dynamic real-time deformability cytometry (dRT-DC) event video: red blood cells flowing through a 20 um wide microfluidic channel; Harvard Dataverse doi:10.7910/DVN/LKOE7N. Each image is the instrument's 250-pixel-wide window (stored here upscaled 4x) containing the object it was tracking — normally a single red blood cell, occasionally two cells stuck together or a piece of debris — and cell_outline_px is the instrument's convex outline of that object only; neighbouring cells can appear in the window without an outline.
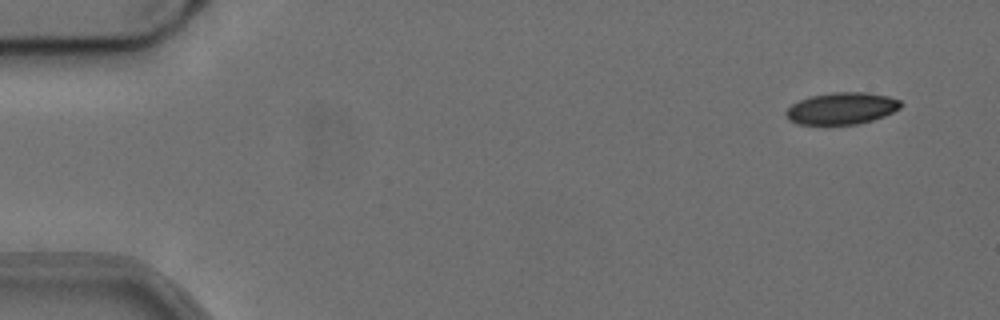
{"species": "common noctule bat (a hibernating species)", "species_latin": "Nyctalus noctula", "temperature_condition": "cold", "stored_images_in_passage": 52, "camera_frame_rate_fps": 3000, "um_per_image_px": 0.085, "animal": {"sex": "female", "body_mass_g": 24.6, "forearm_length_mm": 56.2}, "frame": {"image": 1, "passage_image": 1, "time_ms": 0.0, "image_size_px": [1000, 320], "cell_outline_px": [[904, 104], [900, 108], [884, 116], [872, 120], [856, 124], [824, 128], [796, 124], [788, 120], [784, 112], [792, 104], [800, 100], [812, 96], [832, 92], [864, 92], [888, 96], [900, 100]], "centroid_in_image_um": [71.49, 9.27], "position_along_channel_um": 13.5, "area_um2": 22.14}}
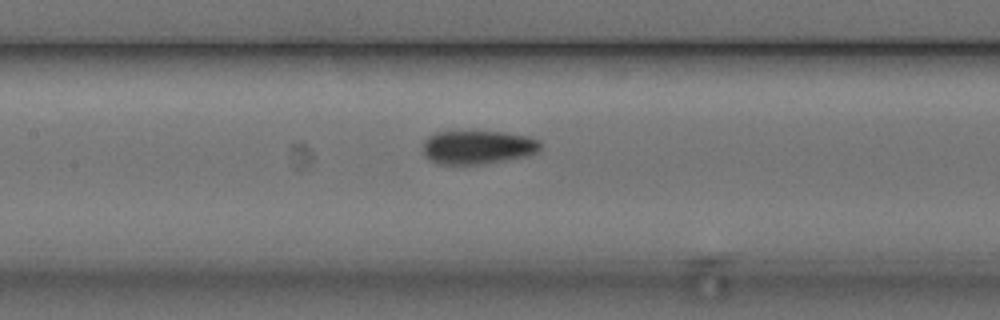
{"frame": {"image": 2, "passage_image": 23, "time_ms": 7.333, "image_size_px": [1000, 320], "cell_outline_px": [[540, 152], [528, 156], [484, 164], [436, 164], [428, 160], [424, 156], [424, 140], [428, 136], [436, 132], [504, 132], [528, 136], [540, 140]], "centroid_in_image_um": [40.62, 12.53], "position_along_channel_um": 166.8, "area_um2": 23.24}}
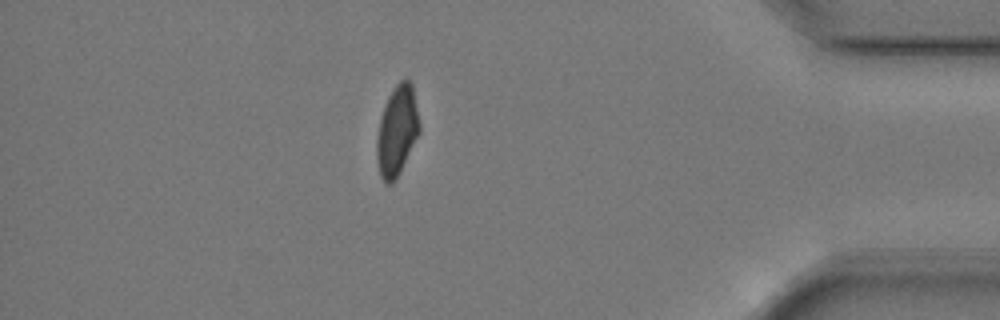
{"frame": {"image": 3, "passage_image": 45, "time_ms": 14.667, "image_size_px": [1000, 320], "cell_outline_px": [[420, 132], [400, 172], [392, 184], [384, 184], [380, 176], [376, 160], [376, 140], [380, 120], [388, 96], [392, 88], [400, 80], [408, 80], [412, 84], [420, 124]], "centroid_in_image_um": [33.74, 11.15], "position_along_channel_um": 401.5, "area_um2": 22.43}, "authors_computed_cell_mechanics": {"area_um2": 22.831, "velocity_mm_per_s": 3.7596, "shape_relaxation_time_tau1_ms": 5.7454, "shape_relaxation_time_tau2_ms": 4.4181, "deformation_change_tau1": 0.1386, "deformation_change_tau2": 0.0779}}